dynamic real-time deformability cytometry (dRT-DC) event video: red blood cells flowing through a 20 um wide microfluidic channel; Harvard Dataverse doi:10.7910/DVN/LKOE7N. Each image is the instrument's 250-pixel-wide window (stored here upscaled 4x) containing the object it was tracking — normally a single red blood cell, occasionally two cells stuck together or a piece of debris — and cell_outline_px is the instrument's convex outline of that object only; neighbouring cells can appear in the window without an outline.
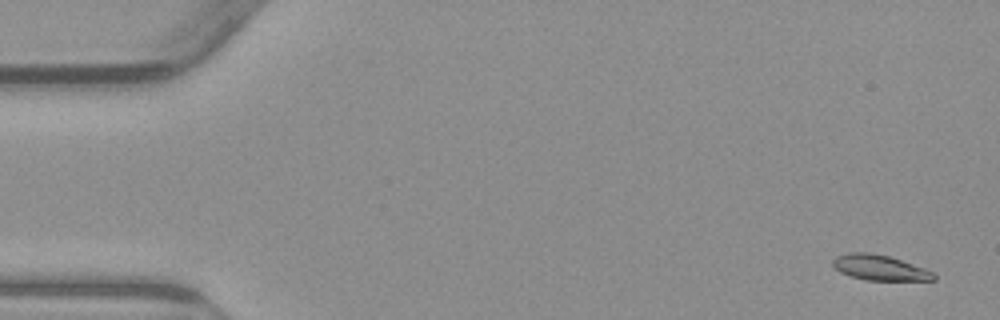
{"species": "common noctule bat (a hibernating species)", "species_latin": "Nyctalus noctula", "temperature_condition": "warm", "stored_images_in_passage": 55, "camera_frame_rate_fps": 3000, "um_per_image_px": 0.085, "animal": {"sex": "male", "body_mass_g": 23.1, "forearm_length_mm": 52.7}, "frame": {"image": 1, "passage_image": 3, "time_ms": 0.667, "image_size_px": [1000, 320], "cell_outline_px": [[936, 280], [864, 280], [840, 272], [832, 264], [832, 260], [836, 256], [848, 252], [868, 252], [888, 256], [924, 268], [932, 272], [936, 276]], "centroid_in_image_um": [74.74, 22.74], "position_along_channel_um": 10.3, "area_um2": 14.74}}
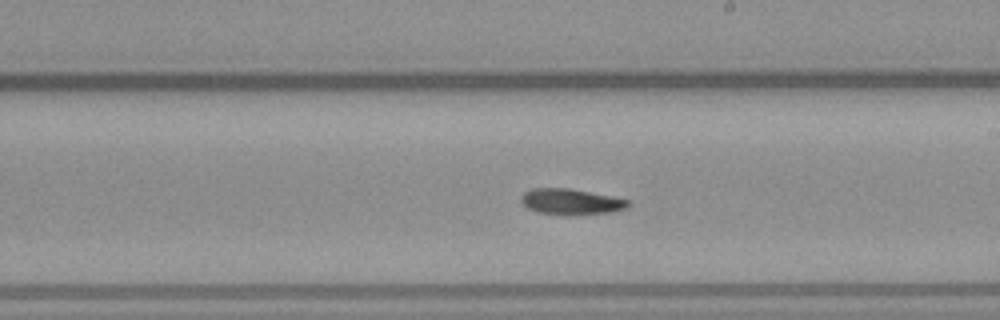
{"frame": {"image": 2, "passage_image": 32, "time_ms": 10.333, "image_size_px": [1000, 320], "cell_outline_px": [[632, 204], [628, 208], [612, 212], [576, 216], [572, 216], [536, 212], [528, 208], [520, 200], [520, 196], [524, 192], [532, 188], [568, 188], [612, 196], [628, 200]], "centroid_in_image_um": [48.56, 17.16], "position_along_channel_um": 240.4, "area_um2": 16.47}}
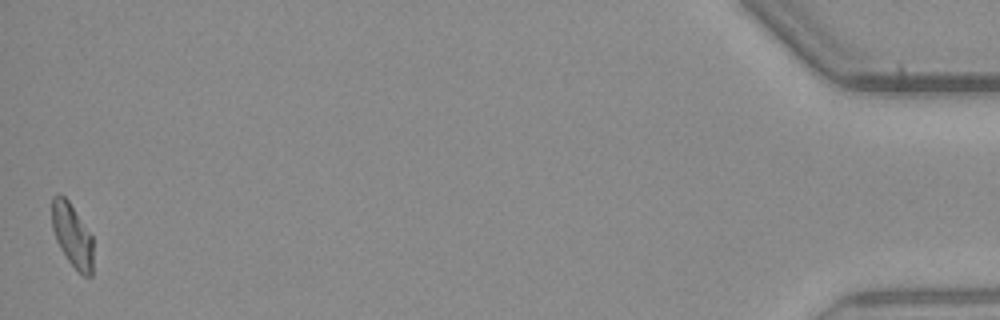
{"frame": {"image": 3, "passage_image": 55, "time_ms": 18.0, "image_size_px": [1000, 320], "cell_outline_px": [[92, 276], [84, 276], [68, 260], [60, 248], [56, 240], [52, 228], [52, 196], [56, 192], [64, 196], [68, 200], [92, 236]], "centroid_in_image_um": [6.12, 19.96], "position_along_channel_um": 429.1, "area_um2": 15.09}}